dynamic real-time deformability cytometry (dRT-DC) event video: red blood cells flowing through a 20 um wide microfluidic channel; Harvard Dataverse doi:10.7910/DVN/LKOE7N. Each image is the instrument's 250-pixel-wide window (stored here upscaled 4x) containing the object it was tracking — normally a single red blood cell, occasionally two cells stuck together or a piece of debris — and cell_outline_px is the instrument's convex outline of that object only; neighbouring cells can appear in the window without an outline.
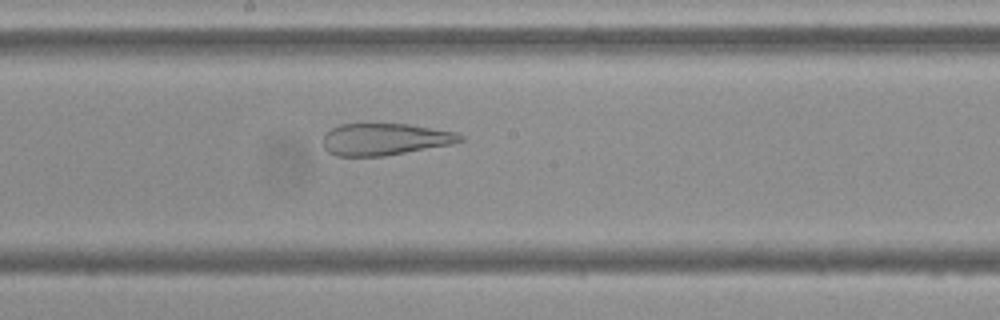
{"species": "Egyptian fruit bat (a non-hibernating species)", "species_latin": "Rousettus aegyptiacus", "temperature_condition": "cold", "stored_images_in_passage": 55, "camera_frame_rate_fps": 3000, "um_per_image_px": 0.085, "frame": {"image": 1, "passage_image": 29, "time_ms": 9.333, "image_size_px": [1000, 320], "cell_outline_px": [[464, 140], [452, 144], [384, 156], [336, 156], [328, 152], [324, 148], [324, 136], [332, 128], [340, 124], [408, 124], [456, 132], [464, 136]], "centroid_in_image_um": [32.73, 11.84], "position_along_channel_um": 215.5, "area_um2": 25.37}}
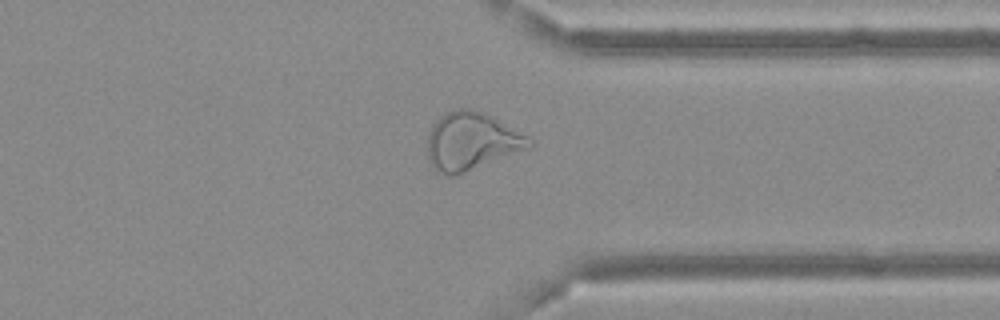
{"frame": {"image": 2, "passage_image": 42, "time_ms": 13.667, "image_size_px": [1000, 320], "cell_outline_px": [[536, 144], [532, 148], [464, 172], [452, 176], [448, 176], [436, 172], [432, 168], [428, 160], [428, 132], [432, 124], [444, 112], [456, 108], [468, 108], [484, 112], [492, 116], [528, 136]], "centroid_in_image_um": [40.07, 12.0], "position_along_channel_um": 371.3, "area_um2": 34.74}}
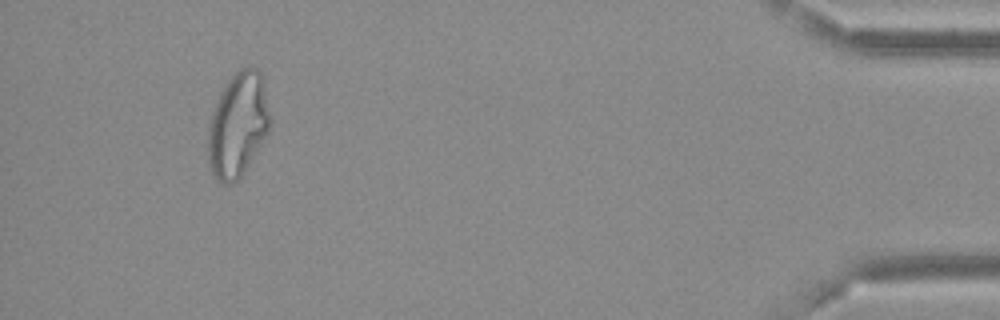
{"frame": {"image": 3, "passage_image": 51, "time_ms": 16.667, "image_size_px": [1000, 320], "cell_outline_px": [[272, 124], [268, 132], [244, 172], [232, 184], [220, 184], [216, 180], [208, 164], [208, 128], [212, 112], [228, 80], [240, 68], [256, 68], [260, 72], [272, 120]], "centroid_in_image_um": [20.22, 10.66], "position_along_channel_um": 415.0, "area_um2": 37.45}}